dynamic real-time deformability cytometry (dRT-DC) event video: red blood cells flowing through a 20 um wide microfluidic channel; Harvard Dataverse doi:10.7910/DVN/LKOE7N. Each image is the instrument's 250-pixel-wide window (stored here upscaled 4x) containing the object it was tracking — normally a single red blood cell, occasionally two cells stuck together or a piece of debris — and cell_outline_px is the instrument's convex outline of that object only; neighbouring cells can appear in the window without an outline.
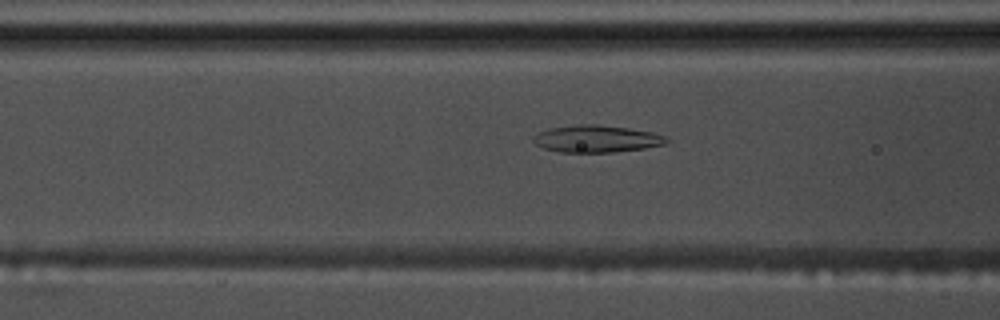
{"species": "common noctule bat (a hibernating species)", "species_latin": "Nyctalus noctula", "temperature_condition": "warm", "stored_images_in_passage": 57, "camera_frame_rate_fps": 3000, "um_per_image_px": 0.085, "animal": {"sex": "male", "body_mass_g": 17.5, "forearm_length_mm": 52.3}, "frame": {"image": 1, "passage_image": 23, "time_ms": 7.333, "image_size_px": [1000, 320], "cell_outline_px": [[668, 140], [664, 144], [644, 148], [612, 152], [560, 152], [544, 148], [536, 144], [532, 140], [532, 136], [548, 128], [576, 124], [596, 124], [628, 128], [652, 132], [664, 136]], "centroid_in_image_um": [50.65, 11.79], "position_along_channel_um": 115.9, "area_um2": 20.92}}
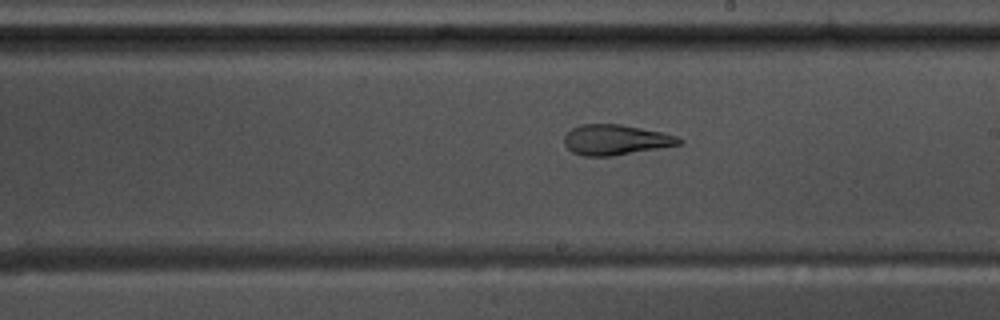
{"frame": {"image": 2, "passage_image": 33, "time_ms": 10.667, "image_size_px": [1000, 320], "cell_outline_px": [[684, 140], [680, 144], [612, 156], [584, 156], [572, 152], [564, 144], [564, 136], [572, 128], [580, 124], [620, 124], [660, 132], [676, 136]], "centroid_in_image_um": [52.28, 11.88], "position_along_channel_um": 236.7, "area_um2": 20.06}}
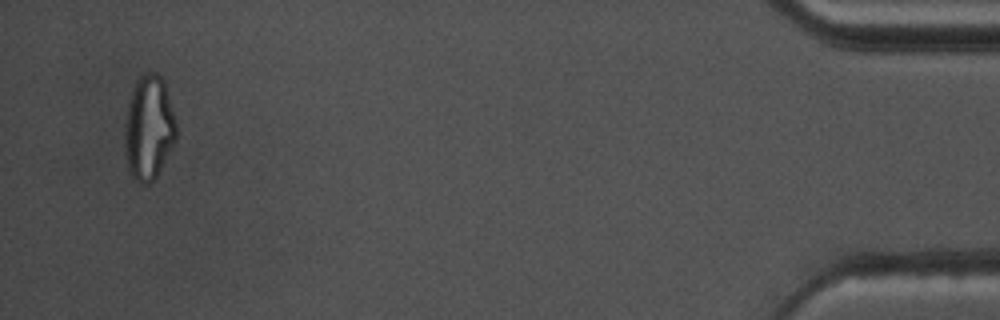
{"frame": {"image": 3, "passage_image": 55, "time_ms": 18.0, "image_size_px": [1000, 320], "cell_outline_px": [[176, 140], [156, 176], [148, 184], [140, 184], [132, 176], [128, 168], [124, 152], [124, 124], [128, 100], [132, 88], [136, 80], [140, 76], [148, 72], [156, 72], [164, 80], [176, 120]], "centroid_in_image_um": [12.62, 10.84], "position_along_channel_um": 422.6, "area_um2": 31.73}, "authors_computed_cell_mechanics": {"area_um2": 23.8714, "velocity_mm_per_s": 3.6303, "shape_relaxation_time_tau1_ms": null, "shape_relaxation_time_tau2_ms": 2.1139, "deformation_change_tau1": null, "deformation_change_tau2": 0.1115}}